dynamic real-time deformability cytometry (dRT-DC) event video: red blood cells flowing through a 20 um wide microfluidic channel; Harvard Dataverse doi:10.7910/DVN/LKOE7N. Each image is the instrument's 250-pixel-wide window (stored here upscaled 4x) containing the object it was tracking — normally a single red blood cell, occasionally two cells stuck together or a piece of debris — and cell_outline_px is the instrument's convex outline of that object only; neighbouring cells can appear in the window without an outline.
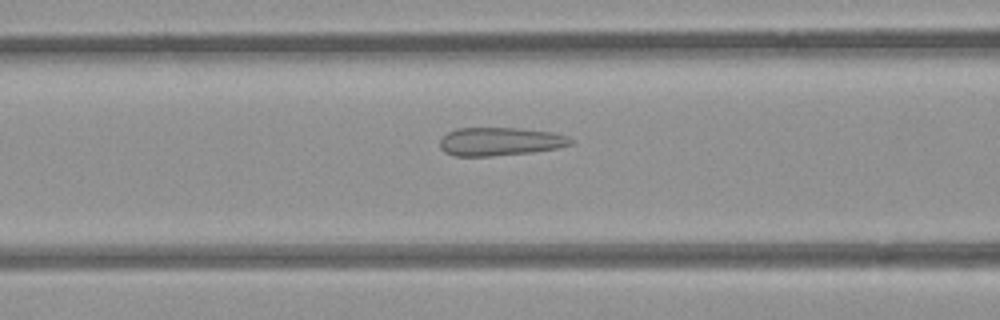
{"species": "common noctule bat (a hibernating species)", "species_latin": "Nyctalus noctula", "temperature_condition": "room temperature", "stored_images_in_passage": 39, "camera_frame_rate_fps": 3000, "um_per_image_px": 0.085, "animal": {"sex": "female", "body_mass_g": 21.9}, "frame": {"image": 1, "passage_image": 10, "time_ms": 3.0, "image_size_px": [1000, 320], "cell_outline_px": [[572, 144], [556, 148], [532, 152], [492, 156], [456, 156], [444, 152], [440, 148], [440, 140], [448, 132], [456, 128], [516, 128], [552, 132], [568, 136], [572, 140]], "centroid_in_image_um": [42.48, 12.03], "position_along_channel_um": 124.1, "area_um2": 21.5}}
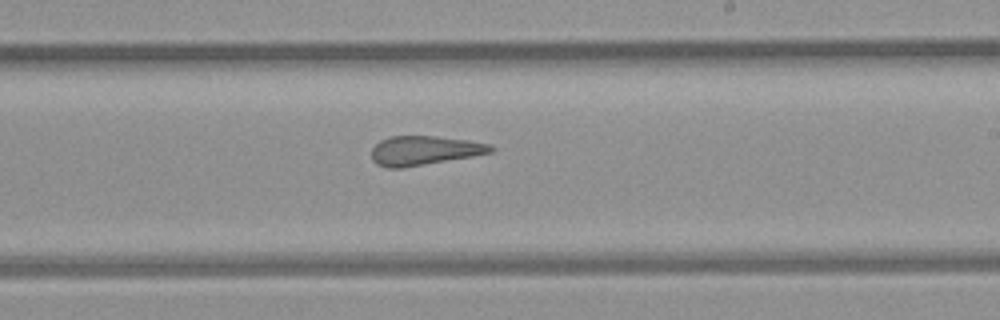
{"frame": {"image": 2, "passage_image": 20, "time_ms": 6.333, "image_size_px": [1000, 320], "cell_outline_px": [[496, 148], [492, 152], [472, 156], [404, 168], [388, 168], [376, 164], [372, 160], [372, 148], [380, 140], [392, 136], [432, 136], [468, 140], [488, 144]], "centroid_in_image_um": [36.04, 12.8], "position_along_channel_um": 253.0, "area_um2": 20.23}}
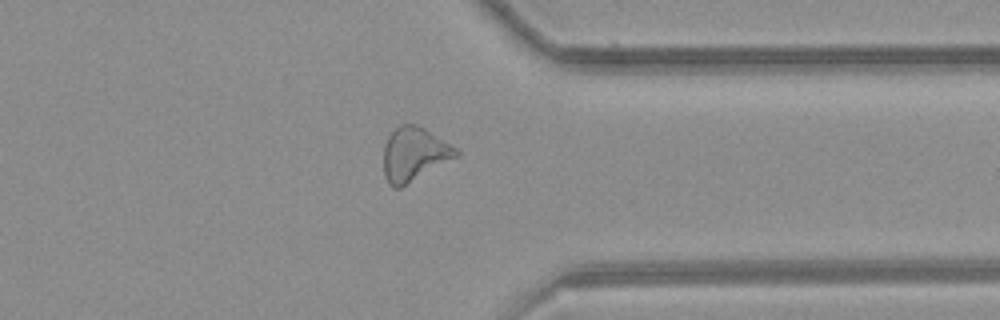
{"frame": {"image": 3, "passage_image": 30, "time_ms": 9.667, "image_size_px": [1000, 320], "cell_outline_px": [[460, 156], [400, 188], [392, 188], [388, 184], [384, 176], [384, 144], [388, 136], [400, 124], [416, 124], [424, 128], [456, 148], [460, 152]], "centroid_in_image_um": [35.2, 13.13], "position_along_channel_um": 376.2, "area_um2": 22.83}, "authors_computed_cell_mechanics": {"area_um2": 21.6172, "velocity_mm_per_s": 3.8689, "shape_relaxation_time_tau1_ms": null, "shape_relaxation_time_tau2_ms": 1.557, "deformation_change_tau1": null, "deformation_change_tau2": 0.1076}}